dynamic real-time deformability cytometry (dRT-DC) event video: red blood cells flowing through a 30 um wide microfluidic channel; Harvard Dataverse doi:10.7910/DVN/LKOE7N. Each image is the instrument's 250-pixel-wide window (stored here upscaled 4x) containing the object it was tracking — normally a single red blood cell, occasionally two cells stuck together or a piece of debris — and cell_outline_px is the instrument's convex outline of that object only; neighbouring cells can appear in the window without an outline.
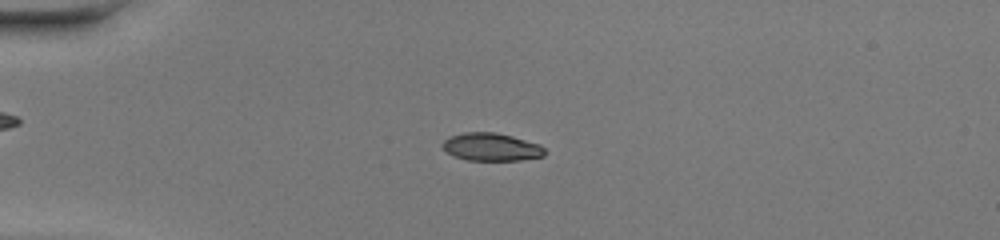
{"species": "common noctule bat (a hibernating species)", "species_latin": "Nyctalus noctula", "temperature_condition": "warm", "stored_images_in_passage": 48, "camera_frame_rate_fps": 3000, "um_per_image_px": 0.085, "animal": {"sex": "female", "body_mass_g": 20.0, "forearm_length_mm": 54.0}, "frame": {"image": 1, "passage_image": 13, "time_ms": 4.0, "image_size_px": [1000, 240], "cell_outline_px": [[544, 156], [520, 160], [468, 160], [452, 156], [440, 144], [444, 140], [452, 136], [464, 132], [496, 132], [512, 136], [540, 144], [544, 148]], "centroid_in_image_um": [41.76, 12.49], "position_along_channel_um": 43.2, "area_um2": 16.53}}
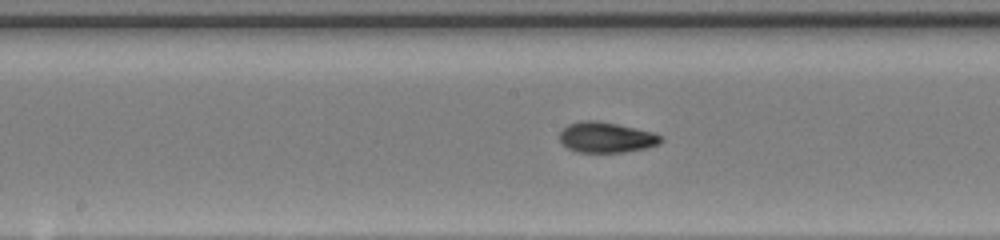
{"frame": {"image": 2, "passage_image": 26, "time_ms": 8.333, "image_size_px": [1000, 240], "cell_outline_px": [[664, 140], [660, 144], [648, 148], [624, 152], [576, 152], [568, 148], [560, 140], [560, 132], [568, 124], [580, 120], [596, 120], [616, 124], [652, 132], [660, 136]], "centroid_in_image_um": [51.53, 11.68], "position_along_channel_um": 196.7, "area_um2": 17.98}}
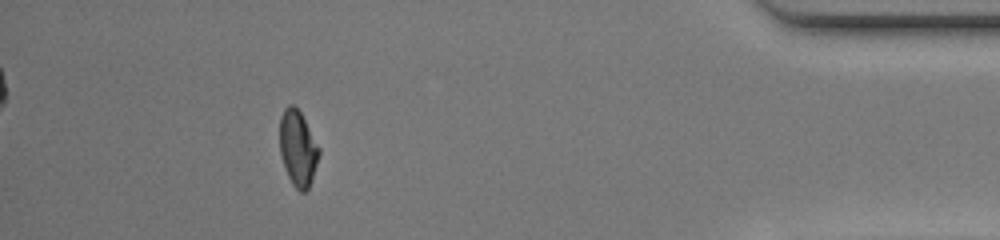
{"frame": {"image": 3, "passage_image": 44, "time_ms": 14.333, "image_size_px": [1000, 240], "cell_outline_px": [[320, 152], [312, 180], [308, 188], [304, 192], [300, 192], [292, 184], [284, 168], [280, 152], [280, 116], [284, 108], [288, 104], [292, 104], [300, 112], [320, 148]], "centroid_in_image_um": [25.31, 12.61], "position_along_channel_um": 409.9, "area_um2": 17.28}, "authors_computed_cell_mechanics": {"area_um2": 17.3689, "velocity_mm_per_s": 4.3441, "shape_relaxation_time_tau1_ms": 5.3667, "shape_relaxation_time_tau2_ms": 1.7112, "deformation_change_tau1": 0.2388, "deformation_change_tau2": 0.0371}}